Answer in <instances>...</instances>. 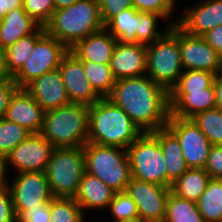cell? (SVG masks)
I'll return each mask as SVG.
<instances>
[{
	"mask_svg": "<svg viewBox=\"0 0 222 222\" xmlns=\"http://www.w3.org/2000/svg\"><path fill=\"white\" fill-rule=\"evenodd\" d=\"M107 98L143 133L166 127L170 115L169 93L147 75L117 80Z\"/></svg>",
	"mask_w": 222,
	"mask_h": 222,
	"instance_id": "6da1fadb",
	"label": "cell"
},
{
	"mask_svg": "<svg viewBox=\"0 0 222 222\" xmlns=\"http://www.w3.org/2000/svg\"><path fill=\"white\" fill-rule=\"evenodd\" d=\"M143 132L108 98L89 106L88 143L127 149Z\"/></svg>",
	"mask_w": 222,
	"mask_h": 222,
	"instance_id": "7a4b0ae2",
	"label": "cell"
},
{
	"mask_svg": "<svg viewBox=\"0 0 222 222\" xmlns=\"http://www.w3.org/2000/svg\"><path fill=\"white\" fill-rule=\"evenodd\" d=\"M45 32L69 50L90 34L105 28L97 0H78L73 5L56 9Z\"/></svg>",
	"mask_w": 222,
	"mask_h": 222,
	"instance_id": "3957f363",
	"label": "cell"
},
{
	"mask_svg": "<svg viewBox=\"0 0 222 222\" xmlns=\"http://www.w3.org/2000/svg\"><path fill=\"white\" fill-rule=\"evenodd\" d=\"M89 105L70 103L44 113L41 135L54 148L83 147L88 140Z\"/></svg>",
	"mask_w": 222,
	"mask_h": 222,
	"instance_id": "277c9868",
	"label": "cell"
},
{
	"mask_svg": "<svg viewBox=\"0 0 222 222\" xmlns=\"http://www.w3.org/2000/svg\"><path fill=\"white\" fill-rule=\"evenodd\" d=\"M146 60V75L169 93L183 72L177 24L171 25L163 36L146 46Z\"/></svg>",
	"mask_w": 222,
	"mask_h": 222,
	"instance_id": "5b68a950",
	"label": "cell"
},
{
	"mask_svg": "<svg viewBox=\"0 0 222 222\" xmlns=\"http://www.w3.org/2000/svg\"><path fill=\"white\" fill-rule=\"evenodd\" d=\"M83 151L86 172L99 178L115 192L126 190L132 176L125 148L87 142Z\"/></svg>",
	"mask_w": 222,
	"mask_h": 222,
	"instance_id": "8992f818",
	"label": "cell"
},
{
	"mask_svg": "<svg viewBox=\"0 0 222 222\" xmlns=\"http://www.w3.org/2000/svg\"><path fill=\"white\" fill-rule=\"evenodd\" d=\"M45 173L53 197L74 198L86 173L83 147L54 148Z\"/></svg>",
	"mask_w": 222,
	"mask_h": 222,
	"instance_id": "52a82bcc",
	"label": "cell"
},
{
	"mask_svg": "<svg viewBox=\"0 0 222 222\" xmlns=\"http://www.w3.org/2000/svg\"><path fill=\"white\" fill-rule=\"evenodd\" d=\"M126 151L132 178L167 187L165 158L151 132L142 133Z\"/></svg>",
	"mask_w": 222,
	"mask_h": 222,
	"instance_id": "ba28073f",
	"label": "cell"
},
{
	"mask_svg": "<svg viewBox=\"0 0 222 222\" xmlns=\"http://www.w3.org/2000/svg\"><path fill=\"white\" fill-rule=\"evenodd\" d=\"M70 50L46 32L35 42L31 55L13 76L18 88H25L34 79L58 69Z\"/></svg>",
	"mask_w": 222,
	"mask_h": 222,
	"instance_id": "9c48e42d",
	"label": "cell"
},
{
	"mask_svg": "<svg viewBox=\"0 0 222 222\" xmlns=\"http://www.w3.org/2000/svg\"><path fill=\"white\" fill-rule=\"evenodd\" d=\"M12 180L7 184L17 219L26 210L46 204L53 198L45 172L18 173Z\"/></svg>",
	"mask_w": 222,
	"mask_h": 222,
	"instance_id": "30bf717a",
	"label": "cell"
},
{
	"mask_svg": "<svg viewBox=\"0 0 222 222\" xmlns=\"http://www.w3.org/2000/svg\"><path fill=\"white\" fill-rule=\"evenodd\" d=\"M166 127L179 140L188 168H204L212 145L191 119H181L170 114Z\"/></svg>",
	"mask_w": 222,
	"mask_h": 222,
	"instance_id": "8fae6325",
	"label": "cell"
},
{
	"mask_svg": "<svg viewBox=\"0 0 222 222\" xmlns=\"http://www.w3.org/2000/svg\"><path fill=\"white\" fill-rule=\"evenodd\" d=\"M125 191L136 203L140 220L164 222L170 187L131 178Z\"/></svg>",
	"mask_w": 222,
	"mask_h": 222,
	"instance_id": "7c38bea8",
	"label": "cell"
},
{
	"mask_svg": "<svg viewBox=\"0 0 222 222\" xmlns=\"http://www.w3.org/2000/svg\"><path fill=\"white\" fill-rule=\"evenodd\" d=\"M179 47L183 70H201L216 75L222 71V57L203 36L188 34L179 27Z\"/></svg>",
	"mask_w": 222,
	"mask_h": 222,
	"instance_id": "4fadbf2b",
	"label": "cell"
},
{
	"mask_svg": "<svg viewBox=\"0 0 222 222\" xmlns=\"http://www.w3.org/2000/svg\"><path fill=\"white\" fill-rule=\"evenodd\" d=\"M53 149L40 133L31 134L7 155V167L11 164L15 174L45 172Z\"/></svg>",
	"mask_w": 222,
	"mask_h": 222,
	"instance_id": "5bb4252c",
	"label": "cell"
},
{
	"mask_svg": "<svg viewBox=\"0 0 222 222\" xmlns=\"http://www.w3.org/2000/svg\"><path fill=\"white\" fill-rule=\"evenodd\" d=\"M58 70L71 103L90 106L101 99L86 78L82 61L71 51L64 56Z\"/></svg>",
	"mask_w": 222,
	"mask_h": 222,
	"instance_id": "9a60e30c",
	"label": "cell"
},
{
	"mask_svg": "<svg viewBox=\"0 0 222 222\" xmlns=\"http://www.w3.org/2000/svg\"><path fill=\"white\" fill-rule=\"evenodd\" d=\"M177 21V25L188 34L203 36L222 25V0H201L187 8Z\"/></svg>",
	"mask_w": 222,
	"mask_h": 222,
	"instance_id": "2e32d148",
	"label": "cell"
},
{
	"mask_svg": "<svg viewBox=\"0 0 222 222\" xmlns=\"http://www.w3.org/2000/svg\"><path fill=\"white\" fill-rule=\"evenodd\" d=\"M44 112L70 104L58 69L34 79L24 88Z\"/></svg>",
	"mask_w": 222,
	"mask_h": 222,
	"instance_id": "e0dca14e",
	"label": "cell"
},
{
	"mask_svg": "<svg viewBox=\"0 0 222 222\" xmlns=\"http://www.w3.org/2000/svg\"><path fill=\"white\" fill-rule=\"evenodd\" d=\"M44 113L24 88H18L11 96L4 118L24 127L31 134H39L43 128Z\"/></svg>",
	"mask_w": 222,
	"mask_h": 222,
	"instance_id": "ac0fdd59",
	"label": "cell"
},
{
	"mask_svg": "<svg viewBox=\"0 0 222 222\" xmlns=\"http://www.w3.org/2000/svg\"><path fill=\"white\" fill-rule=\"evenodd\" d=\"M146 46L117 41L110 68L115 80L146 75Z\"/></svg>",
	"mask_w": 222,
	"mask_h": 222,
	"instance_id": "d6986e66",
	"label": "cell"
},
{
	"mask_svg": "<svg viewBox=\"0 0 222 222\" xmlns=\"http://www.w3.org/2000/svg\"><path fill=\"white\" fill-rule=\"evenodd\" d=\"M170 114L181 119H191L196 114L216 108L213 85L202 91H170Z\"/></svg>",
	"mask_w": 222,
	"mask_h": 222,
	"instance_id": "ffe728a7",
	"label": "cell"
},
{
	"mask_svg": "<svg viewBox=\"0 0 222 222\" xmlns=\"http://www.w3.org/2000/svg\"><path fill=\"white\" fill-rule=\"evenodd\" d=\"M117 40L104 28L79 41L70 51L80 60L110 64Z\"/></svg>",
	"mask_w": 222,
	"mask_h": 222,
	"instance_id": "44dd1931",
	"label": "cell"
},
{
	"mask_svg": "<svg viewBox=\"0 0 222 222\" xmlns=\"http://www.w3.org/2000/svg\"><path fill=\"white\" fill-rule=\"evenodd\" d=\"M115 194L116 192L99 178L86 172L79 183L74 199L84 212V209L108 208Z\"/></svg>",
	"mask_w": 222,
	"mask_h": 222,
	"instance_id": "7402d4cb",
	"label": "cell"
},
{
	"mask_svg": "<svg viewBox=\"0 0 222 222\" xmlns=\"http://www.w3.org/2000/svg\"><path fill=\"white\" fill-rule=\"evenodd\" d=\"M151 133L159 140L165 158L167 187H171V185L188 169L182 155L180 142L167 127Z\"/></svg>",
	"mask_w": 222,
	"mask_h": 222,
	"instance_id": "603a6c76",
	"label": "cell"
},
{
	"mask_svg": "<svg viewBox=\"0 0 222 222\" xmlns=\"http://www.w3.org/2000/svg\"><path fill=\"white\" fill-rule=\"evenodd\" d=\"M39 27L23 7L12 9L0 21V46L6 49Z\"/></svg>",
	"mask_w": 222,
	"mask_h": 222,
	"instance_id": "cb8c5ba5",
	"label": "cell"
},
{
	"mask_svg": "<svg viewBox=\"0 0 222 222\" xmlns=\"http://www.w3.org/2000/svg\"><path fill=\"white\" fill-rule=\"evenodd\" d=\"M210 180L204 168H188L170 187L176 196L197 203Z\"/></svg>",
	"mask_w": 222,
	"mask_h": 222,
	"instance_id": "d4e9b609",
	"label": "cell"
},
{
	"mask_svg": "<svg viewBox=\"0 0 222 222\" xmlns=\"http://www.w3.org/2000/svg\"><path fill=\"white\" fill-rule=\"evenodd\" d=\"M197 205L204 222H222V179L210 178Z\"/></svg>",
	"mask_w": 222,
	"mask_h": 222,
	"instance_id": "484cf974",
	"label": "cell"
},
{
	"mask_svg": "<svg viewBox=\"0 0 222 222\" xmlns=\"http://www.w3.org/2000/svg\"><path fill=\"white\" fill-rule=\"evenodd\" d=\"M105 29L121 43H137V10L133 7L121 11L105 25Z\"/></svg>",
	"mask_w": 222,
	"mask_h": 222,
	"instance_id": "4316f807",
	"label": "cell"
},
{
	"mask_svg": "<svg viewBox=\"0 0 222 222\" xmlns=\"http://www.w3.org/2000/svg\"><path fill=\"white\" fill-rule=\"evenodd\" d=\"M45 33V28L40 26L34 33L20 38L16 43L6 48V64L12 76L24 65L33 51L35 42Z\"/></svg>",
	"mask_w": 222,
	"mask_h": 222,
	"instance_id": "83f0119b",
	"label": "cell"
},
{
	"mask_svg": "<svg viewBox=\"0 0 222 222\" xmlns=\"http://www.w3.org/2000/svg\"><path fill=\"white\" fill-rule=\"evenodd\" d=\"M164 222H204L195 202L180 198L171 191L166 201Z\"/></svg>",
	"mask_w": 222,
	"mask_h": 222,
	"instance_id": "f1b7e54d",
	"label": "cell"
},
{
	"mask_svg": "<svg viewBox=\"0 0 222 222\" xmlns=\"http://www.w3.org/2000/svg\"><path fill=\"white\" fill-rule=\"evenodd\" d=\"M86 78L94 91L101 97L107 98L115 85V78L109 64L81 60Z\"/></svg>",
	"mask_w": 222,
	"mask_h": 222,
	"instance_id": "f546056e",
	"label": "cell"
},
{
	"mask_svg": "<svg viewBox=\"0 0 222 222\" xmlns=\"http://www.w3.org/2000/svg\"><path fill=\"white\" fill-rule=\"evenodd\" d=\"M191 121L203 132L211 145H222V108L200 112Z\"/></svg>",
	"mask_w": 222,
	"mask_h": 222,
	"instance_id": "4dcf8cb0",
	"label": "cell"
},
{
	"mask_svg": "<svg viewBox=\"0 0 222 222\" xmlns=\"http://www.w3.org/2000/svg\"><path fill=\"white\" fill-rule=\"evenodd\" d=\"M163 19L162 16L152 13L137 10L138 31L136 33L137 43L148 46L157 41L163 36L171 27V25L177 24L178 21H172L165 26L163 33L157 30L158 19Z\"/></svg>",
	"mask_w": 222,
	"mask_h": 222,
	"instance_id": "1f68e13d",
	"label": "cell"
},
{
	"mask_svg": "<svg viewBox=\"0 0 222 222\" xmlns=\"http://www.w3.org/2000/svg\"><path fill=\"white\" fill-rule=\"evenodd\" d=\"M85 213L74 198L53 197L50 222H85Z\"/></svg>",
	"mask_w": 222,
	"mask_h": 222,
	"instance_id": "d6a6232c",
	"label": "cell"
},
{
	"mask_svg": "<svg viewBox=\"0 0 222 222\" xmlns=\"http://www.w3.org/2000/svg\"><path fill=\"white\" fill-rule=\"evenodd\" d=\"M30 135L31 133L24 127L2 118L0 120V153L7 157L15 147Z\"/></svg>",
	"mask_w": 222,
	"mask_h": 222,
	"instance_id": "836d02e7",
	"label": "cell"
},
{
	"mask_svg": "<svg viewBox=\"0 0 222 222\" xmlns=\"http://www.w3.org/2000/svg\"><path fill=\"white\" fill-rule=\"evenodd\" d=\"M216 74L201 70H184L171 91H202L210 88Z\"/></svg>",
	"mask_w": 222,
	"mask_h": 222,
	"instance_id": "e575fe53",
	"label": "cell"
},
{
	"mask_svg": "<svg viewBox=\"0 0 222 222\" xmlns=\"http://www.w3.org/2000/svg\"><path fill=\"white\" fill-rule=\"evenodd\" d=\"M114 222H125L139 219L136 203L126 191L116 192L109 204Z\"/></svg>",
	"mask_w": 222,
	"mask_h": 222,
	"instance_id": "d590c367",
	"label": "cell"
},
{
	"mask_svg": "<svg viewBox=\"0 0 222 222\" xmlns=\"http://www.w3.org/2000/svg\"><path fill=\"white\" fill-rule=\"evenodd\" d=\"M23 9L40 26H45L54 13L53 0H23Z\"/></svg>",
	"mask_w": 222,
	"mask_h": 222,
	"instance_id": "8d00e7d4",
	"label": "cell"
},
{
	"mask_svg": "<svg viewBox=\"0 0 222 222\" xmlns=\"http://www.w3.org/2000/svg\"><path fill=\"white\" fill-rule=\"evenodd\" d=\"M134 8L138 11L152 12L163 17V19L172 16L175 0H131Z\"/></svg>",
	"mask_w": 222,
	"mask_h": 222,
	"instance_id": "74e56055",
	"label": "cell"
},
{
	"mask_svg": "<svg viewBox=\"0 0 222 222\" xmlns=\"http://www.w3.org/2000/svg\"><path fill=\"white\" fill-rule=\"evenodd\" d=\"M97 2L104 25L121 11L134 7L131 0H97Z\"/></svg>",
	"mask_w": 222,
	"mask_h": 222,
	"instance_id": "f35d334b",
	"label": "cell"
},
{
	"mask_svg": "<svg viewBox=\"0 0 222 222\" xmlns=\"http://www.w3.org/2000/svg\"><path fill=\"white\" fill-rule=\"evenodd\" d=\"M0 222H17L8 184L0 186Z\"/></svg>",
	"mask_w": 222,
	"mask_h": 222,
	"instance_id": "ab89813d",
	"label": "cell"
},
{
	"mask_svg": "<svg viewBox=\"0 0 222 222\" xmlns=\"http://www.w3.org/2000/svg\"><path fill=\"white\" fill-rule=\"evenodd\" d=\"M210 178L222 179V145H212L204 167Z\"/></svg>",
	"mask_w": 222,
	"mask_h": 222,
	"instance_id": "60d3db41",
	"label": "cell"
},
{
	"mask_svg": "<svg viewBox=\"0 0 222 222\" xmlns=\"http://www.w3.org/2000/svg\"><path fill=\"white\" fill-rule=\"evenodd\" d=\"M17 222H50V202L26 210Z\"/></svg>",
	"mask_w": 222,
	"mask_h": 222,
	"instance_id": "b9f144b4",
	"label": "cell"
},
{
	"mask_svg": "<svg viewBox=\"0 0 222 222\" xmlns=\"http://www.w3.org/2000/svg\"><path fill=\"white\" fill-rule=\"evenodd\" d=\"M17 89L13 79L0 81V120L5 117L11 96Z\"/></svg>",
	"mask_w": 222,
	"mask_h": 222,
	"instance_id": "7bdbcfd3",
	"label": "cell"
},
{
	"mask_svg": "<svg viewBox=\"0 0 222 222\" xmlns=\"http://www.w3.org/2000/svg\"><path fill=\"white\" fill-rule=\"evenodd\" d=\"M204 39L222 57V25H219L203 35Z\"/></svg>",
	"mask_w": 222,
	"mask_h": 222,
	"instance_id": "ee69618b",
	"label": "cell"
},
{
	"mask_svg": "<svg viewBox=\"0 0 222 222\" xmlns=\"http://www.w3.org/2000/svg\"><path fill=\"white\" fill-rule=\"evenodd\" d=\"M23 7V0H0V21L12 9Z\"/></svg>",
	"mask_w": 222,
	"mask_h": 222,
	"instance_id": "f6af8a7d",
	"label": "cell"
},
{
	"mask_svg": "<svg viewBox=\"0 0 222 222\" xmlns=\"http://www.w3.org/2000/svg\"><path fill=\"white\" fill-rule=\"evenodd\" d=\"M11 79H13V76L7 68L6 49L0 46V81Z\"/></svg>",
	"mask_w": 222,
	"mask_h": 222,
	"instance_id": "bcb514c9",
	"label": "cell"
},
{
	"mask_svg": "<svg viewBox=\"0 0 222 222\" xmlns=\"http://www.w3.org/2000/svg\"><path fill=\"white\" fill-rule=\"evenodd\" d=\"M213 88L216 97V107L222 108V71L215 76Z\"/></svg>",
	"mask_w": 222,
	"mask_h": 222,
	"instance_id": "7dc6e473",
	"label": "cell"
},
{
	"mask_svg": "<svg viewBox=\"0 0 222 222\" xmlns=\"http://www.w3.org/2000/svg\"><path fill=\"white\" fill-rule=\"evenodd\" d=\"M7 169L6 156L0 153V186L7 184V177L5 174Z\"/></svg>",
	"mask_w": 222,
	"mask_h": 222,
	"instance_id": "c3c4849f",
	"label": "cell"
},
{
	"mask_svg": "<svg viewBox=\"0 0 222 222\" xmlns=\"http://www.w3.org/2000/svg\"><path fill=\"white\" fill-rule=\"evenodd\" d=\"M78 0H53L55 9H63L76 3Z\"/></svg>",
	"mask_w": 222,
	"mask_h": 222,
	"instance_id": "681fc988",
	"label": "cell"
},
{
	"mask_svg": "<svg viewBox=\"0 0 222 222\" xmlns=\"http://www.w3.org/2000/svg\"><path fill=\"white\" fill-rule=\"evenodd\" d=\"M125 222H145L143 220L137 219V220H133V221H125Z\"/></svg>",
	"mask_w": 222,
	"mask_h": 222,
	"instance_id": "f907efd6",
	"label": "cell"
}]
</instances>
